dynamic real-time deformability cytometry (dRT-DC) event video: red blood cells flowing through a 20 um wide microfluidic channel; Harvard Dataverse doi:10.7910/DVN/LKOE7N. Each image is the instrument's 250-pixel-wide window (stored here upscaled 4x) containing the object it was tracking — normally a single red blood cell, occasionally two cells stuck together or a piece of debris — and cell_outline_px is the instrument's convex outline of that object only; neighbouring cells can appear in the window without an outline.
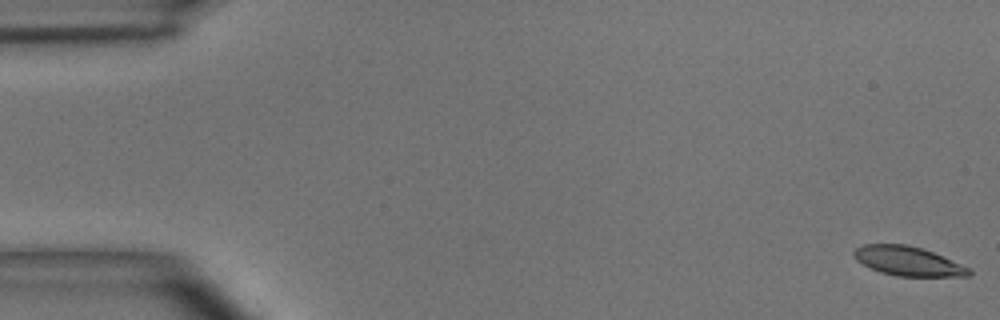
{"species": "common noctule bat (a hibernating species)", "species_latin": "Nyctalus noctula", "temperature_condition": "room temperature", "stored_images_in_passage": 55, "camera_frame_rate_fps": 3000, "um_per_image_px": 0.085, "animal": {"sex": "male", "body_mass_g": 15.6}, "frame": {"image": 1, "passage_image": 1, "time_ms": 0.0, "image_size_px": [1000, 320], "cell_outline_px": [[972, 276], [896, 276], [880, 272], [856, 260], [852, 256], [852, 252], [856, 248], [864, 244], [904, 244], [920, 248], [932, 252], [972, 268]], "centroid_in_image_um": [77.19, 22.2], "position_along_channel_um": 7.8, "area_um2": 19.59}}
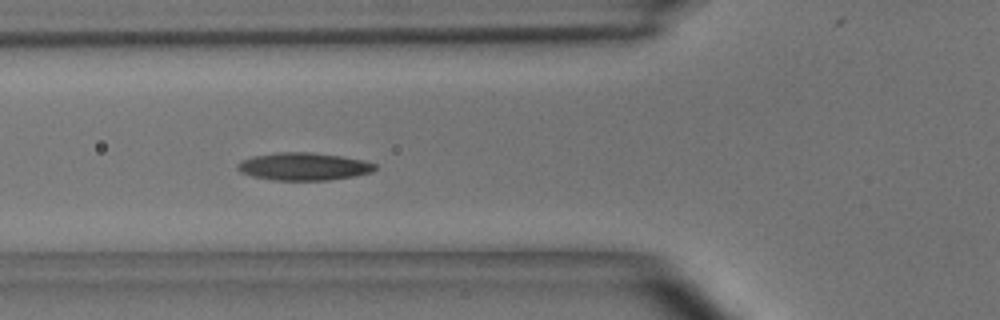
{"frame": {"image": 2, "passage_image": 20, "time_ms": 6.333, "image_size_px": [1000, 320], "cell_outline_px": [[376, 168], [372, 172], [356, 176], [328, 180], [272, 180], [252, 176], [240, 172], [236, 168], [236, 164], [240, 160], [252, 156], [280, 152], [308, 152], [340, 156], [364, 160], [376, 164]], "centroid_in_image_um": [25.79, 14.15], "position_along_channel_um": 100.0, "area_um2": 22.25}}
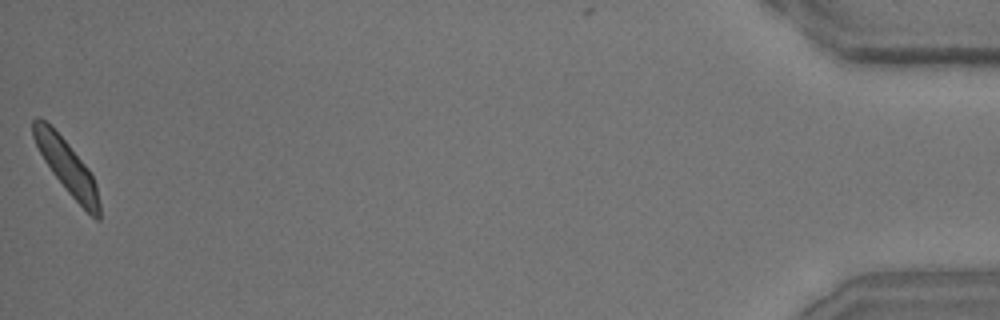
{"frame": {"image": 3, "passage_image": 55, "time_ms": 18.0, "image_size_px": [1000, 320], "cell_outline_px": [[100, 220], [96, 220], [68, 192], [52, 172], [44, 160], [32, 136], [32, 120], [36, 116], [40, 116], [68, 144], [88, 168], [96, 184], [100, 204]], "centroid_in_image_um": [5.67, 14.15], "position_along_channel_um": 429.5, "area_um2": 20.11}, "authors_computed_cell_mechanics": {"area_um2": 21.097, "velocity_mm_per_s": 3.6376, "shape_relaxation_time_tau1_ms": 4.1718, "shape_relaxation_time_tau2_ms": 2.5038, "deformation_change_tau1": 0.1253, "deformation_change_tau2": 0.0905}}